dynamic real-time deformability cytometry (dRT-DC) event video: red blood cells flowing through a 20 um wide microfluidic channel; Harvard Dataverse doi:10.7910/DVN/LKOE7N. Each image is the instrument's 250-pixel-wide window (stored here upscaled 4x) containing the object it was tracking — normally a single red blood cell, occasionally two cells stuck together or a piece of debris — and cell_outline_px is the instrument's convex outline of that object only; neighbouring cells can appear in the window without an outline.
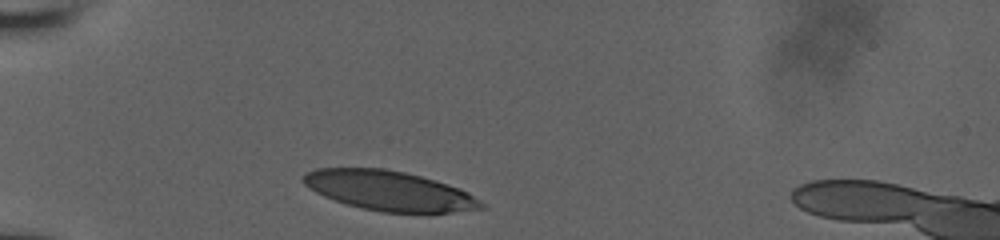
{"species": "human", "species_latin": "Homo sapiens", "temperature_condition": "room temperature", "stored_images_in_passage": 4, "camera_frame_rate_fps": 3000, "um_per_image_px": 0.085, "donor": {"sex": "male"}, "frame": {"image": 1, "passage_image": 1, "time_ms": 0.0, "image_size_px": [1000, 240], "cell_outline_px": [[488, 208], [452, 212], [380, 212], [360, 208], [324, 196], [308, 188], [304, 184], [304, 172], [316, 168], [384, 168], [404, 172], [420, 176], [448, 184], [460, 188], [468, 192], [480, 200]], "centroid_in_image_um": [33.09, 16.21], "position_along_channel_um": 51.9, "area_um2": 41.1}}
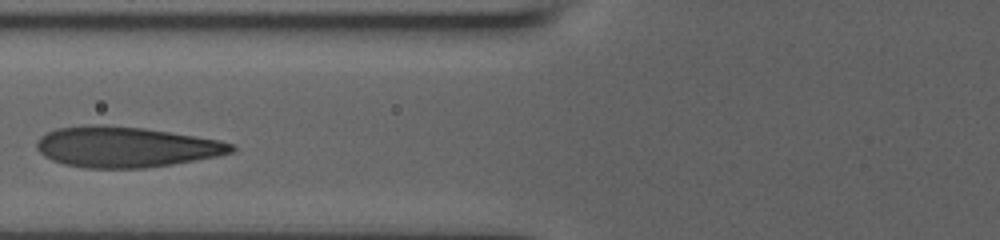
{"frame": {"image": 2, "passage_image": 3, "time_ms": 2.333, "image_size_px": [1000, 240], "cell_outline_px": [[236, 148], [232, 152], [216, 156], [172, 164], [144, 168], [84, 168], [64, 164], [52, 160], [44, 156], [36, 148], [36, 144], [40, 136], [56, 128], [100, 124], [144, 128], [220, 140], [236, 144]], "centroid_in_image_um": [10.68, 12.49], "position_along_channel_um": 115.1, "area_um2": 45.95}}
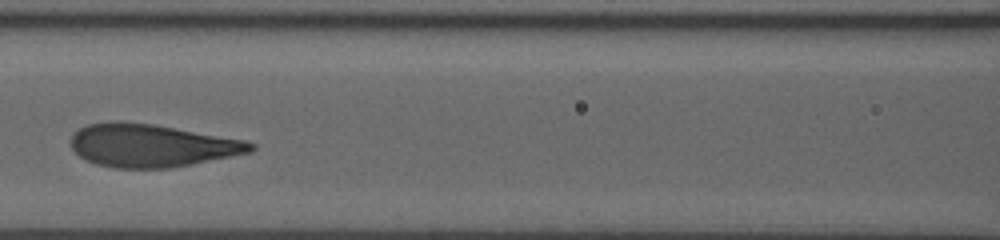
{"frame": {"image": 3, "passage_image": 4, "time_ms": 3.333, "image_size_px": [1000, 240], "cell_outline_px": [[256, 148], [252, 152], [172, 168], [116, 168], [96, 164], [84, 160], [72, 148], [68, 140], [80, 128], [88, 124], [108, 120], [120, 120], [152, 124], [244, 140], [256, 144]], "centroid_in_image_um": [12.84, 12.36], "position_along_channel_um": 153.8, "area_um2": 45.14}}